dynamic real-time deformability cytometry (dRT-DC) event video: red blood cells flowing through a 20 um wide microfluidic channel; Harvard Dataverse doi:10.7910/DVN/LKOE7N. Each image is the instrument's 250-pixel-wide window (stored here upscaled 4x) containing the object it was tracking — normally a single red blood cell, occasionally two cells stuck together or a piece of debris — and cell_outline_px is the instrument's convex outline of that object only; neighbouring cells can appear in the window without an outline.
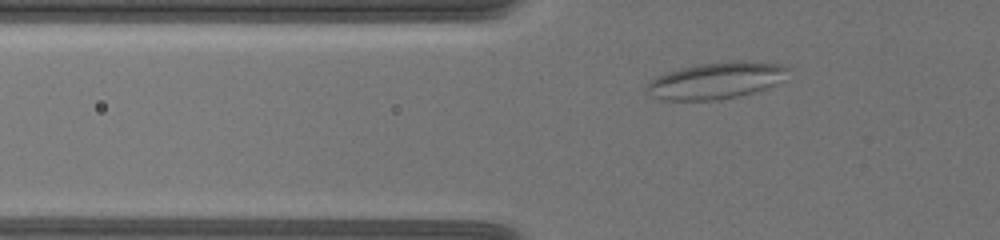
{"species": "common noctule bat (a hibernating species)", "species_latin": "Nyctalus noctula", "temperature_condition": "warm", "stored_images_in_passage": 50, "camera_frame_rate_fps": 3000, "um_per_image_px": 0.085, "animal": {"sex": "female", "body_mass_g": 19.5, "forearm_length_mm": 54.1}, "frame": {"image": 1, "passage_image": 11, "time_ms": 3.333, "image_size_px": [1000, 240], "cell_outline_px": [[788, 68], [784, 80], [768, 88], [720, 100], [660, 100], [652, 96], [644, 88], [648, 80], [656, 76], [680, 68], [700, 64], [732, 60], [744, 60], [780, 64]], "centroid_in_image_um": [60.84, 6.84], "position_along_channel_um": 65.0, "area_um2": 30.35}}
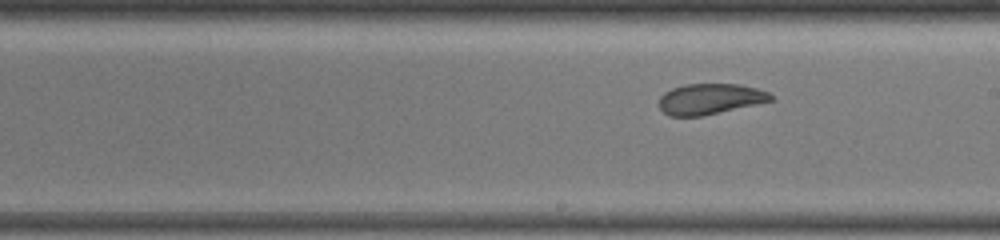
{"frame": {"image": 2, "passage_image": 26, "time_ms": 8.333, "image_size_px": [1000, 240], "cell_outline_px": [[776, 100], [700, 116], [668, 116], [660, 108], [660, 96], [664, 92], [672, 88], [684, 84], [740, 84], [756, 88], [768, 92]], "centroid_in_image_um": [60.36, 8.4], "position_along_channel_um": 228.6, "area_um2": 19.94}}
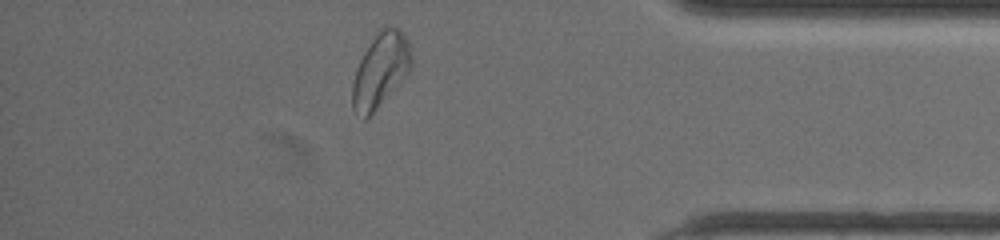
{"frame": {"image": 3, "passage_image": 43, "time_ms": 14.0, "image_size_px": [1000, 240], "cell_outline_px": [[412, 68], [376, 108], [364, 120], [352, 108], [352, 84], [356, 68], [364, 52], [376, 32], [384, 24], [388, 24], [404, 32], [408, 40], [412, 56]], "centroid_in_image_um": [32.34, 5.88], "position_along_channel_um": 402.9, "area_um2": 25.37}, "authors_computed_cell_mechanics": {"area_um2": 23.9292, "velocity_mm_per_s": 3.473, "shape_relaxation_time_tau1_ms": null, "shape_relaxation_time_tau2_ms": 1.3331, "deformation_change_tau1": null, "deformation_change_tau2": 0.0759}}